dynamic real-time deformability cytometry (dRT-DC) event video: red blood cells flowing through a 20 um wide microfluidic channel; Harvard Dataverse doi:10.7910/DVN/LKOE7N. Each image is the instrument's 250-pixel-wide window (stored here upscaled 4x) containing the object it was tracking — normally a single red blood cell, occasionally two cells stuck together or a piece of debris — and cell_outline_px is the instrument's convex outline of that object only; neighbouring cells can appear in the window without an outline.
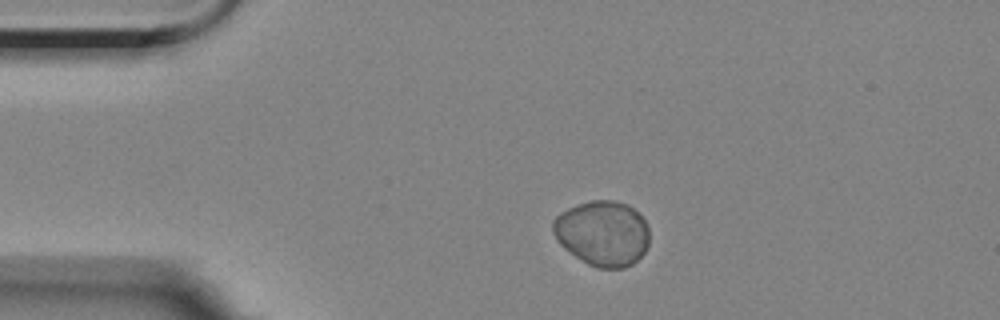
{"species": "Egyptian fruit bat (a non-hibernating species)", "species_latin": "Rousettus aegyptiacus", "temperature_condition": "room temperature", "stored_images_in_passage": 47, "camera_frame_rate_fps": 3000, "um_per_image_px": 0.085, "animal": {"sex": "female"}, "frame": {"image": 1, "passage_image": 1, "time_ms": 0.0, "image_size_px": [1000, 320], "cell_outline_px": [[648, 244], [644, 252], [632, 264], [624, 268], [596, 268], [588, 264], [564, 248], [556, 240], [552, 232], [552, 220], [560, 212], [568, 208], [592, 200], [612, 200], [628, 204], [648, 224]], "centroid_in_image_um": [51.19, 19.83], "position_along_channel_um": 33.8, "area_um2": 36.65}}
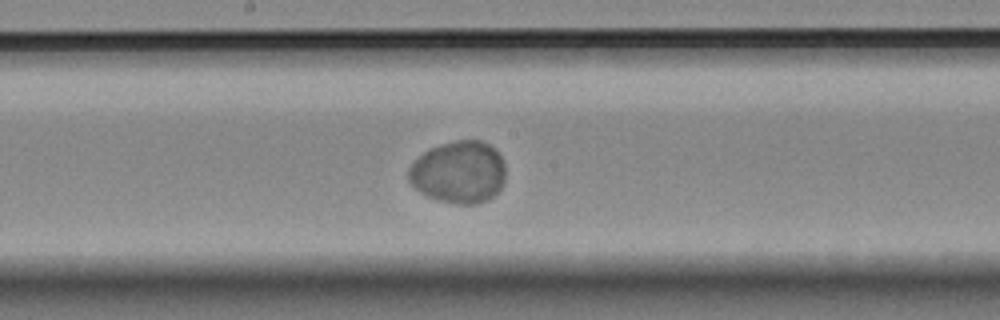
{"frame": {"image": 2, "passage_image": 20, "time_ms": 6.333, "image_size_px": [1000, 320], "cell_outline_px": [[504, 184], [488, 200], [476, 204], [456, 204], [440, 200], [428, 196], [420, 192], [408, 180], [408, 168], [424, 152], [440, 144], [456, 140], [480, 140], [488, 144], [500, 156], [504, 164]], "centroid_in_image_um": [38.99, 14.64], "position_along_channel_um": 209.2, "area_um2": 34.91}}
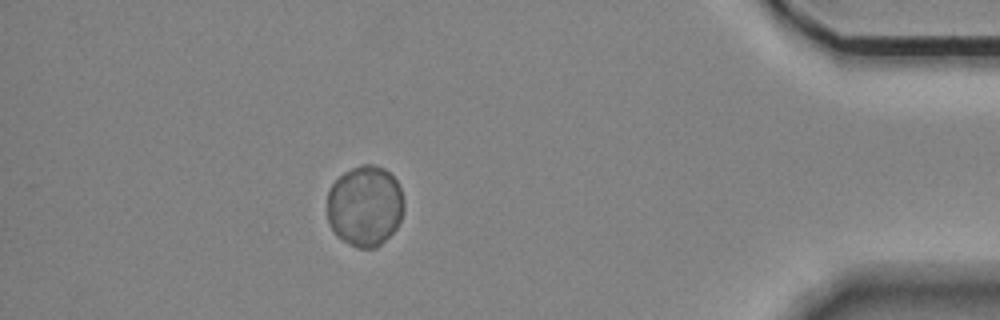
{"frame": {"image": 3, "passage_image": 41, "time_ms": 13.333, "image_size_px": [1000, 320], "cell_outline_px": [[404, 208], [400, 220], [396, 228], [376, 248], [356, 248], [348, 244], [336, 236], [328, 224], [328, 192], [332, 184], [344, 172], [352, 168], [364, 164], [372, 164], [384, 168], [396, 180], [400, 188], [404, 200]], "centroid_in_image_um": [31.01, 17.52], "position_along_channel_um": 404.2, "area_um2": 36.24}}